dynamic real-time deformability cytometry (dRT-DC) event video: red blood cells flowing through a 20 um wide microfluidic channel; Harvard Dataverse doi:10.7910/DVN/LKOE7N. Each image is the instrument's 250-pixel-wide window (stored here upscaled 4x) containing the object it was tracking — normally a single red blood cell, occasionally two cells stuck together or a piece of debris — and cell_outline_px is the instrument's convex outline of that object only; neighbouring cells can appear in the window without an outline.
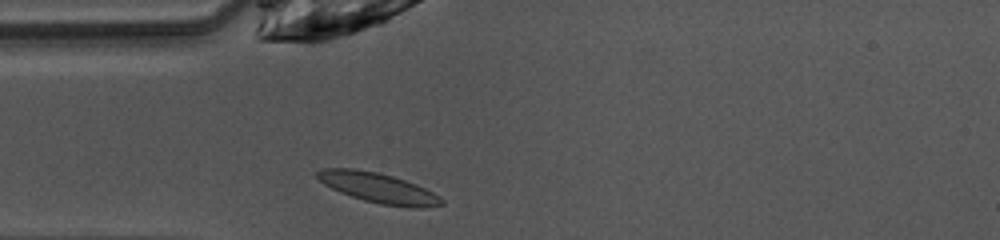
{"species": "common noctule bat (a hibernating species)", "species_latin": "Nyctalus noctula", "temperature_condition": "warm", "stored_images_in_passage": 37, "camera_frame_rate_fps": 3000, "um_per_image_px": 0.085, "animal": {"sex": "female", "body_mass_g": 10.0, "forearm_length_mm": 53.1}, "frame": {"image": 1, "passage_image": 1, "time_ms": 0.0, "image_size_px": [1000, 240], "cell_outline_px": [[444, 204], [420, 208], [380, 204], [364, 200], [340, 192], [324, 184], [316, 176], [316, 172], [324, 168], [352, 168], [376, 172], [392, 176], [416, 184], [440, 196], [444, 200]], "centroid_in_image_um": [32.16, 15.97], "position_along_channel_um": 52.8, "area_um2": 21.44}}
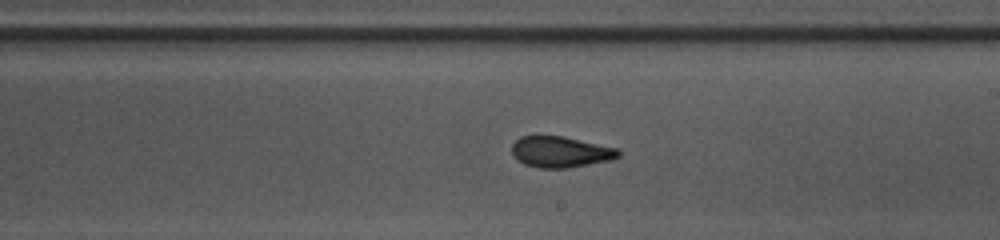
{"frame": {"image": 2, "passage_image": 15, "time_ms": 4.667, "image_size_px": [1000, 240], "cell_outline_px": [[620, 156], [612, 160], [568, 168], [540, 168], [524, 164], [512, 156], [512, 144], [520, 136], [536, 132], [564, 136], [620, 148]], "centroid_in_image_um": [47.62, 12.86], "position_along_channel_um": 241.4, "area_um2": 20.17}}
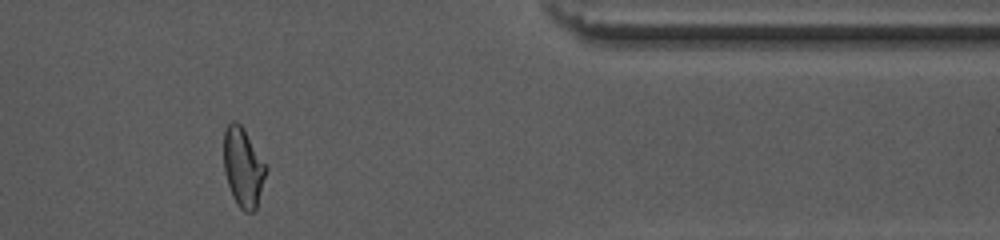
{"frame": {"image": 3, "passage_image": 28, "time_ms": 9.0, "image_size_px": [1000, 240], "cell_outline_px": [[268, 168], [256, 208], [252, 212], [244, 212], [240, 208], [232, 196], [224, 172], [224, 132], [228, 124], [232, 120], [236, 120], [244, 128]], "centroid_in_image_um": [20.66, 14.21], "position_along_channel_um": 390.7, "area_um2": 19.48}, "authors_computed_cell_mechanics": {"area_um2": 19.7098, "velocity_mm_per_s": 4.0745, "shape_relaxation_time_tau1_ms": 6.0536, "shape_relaxation_time_tau2_ms": 1.4776, "deformation_change_tau1": 0.1607, "deformation_change_tau2": 0.063}}